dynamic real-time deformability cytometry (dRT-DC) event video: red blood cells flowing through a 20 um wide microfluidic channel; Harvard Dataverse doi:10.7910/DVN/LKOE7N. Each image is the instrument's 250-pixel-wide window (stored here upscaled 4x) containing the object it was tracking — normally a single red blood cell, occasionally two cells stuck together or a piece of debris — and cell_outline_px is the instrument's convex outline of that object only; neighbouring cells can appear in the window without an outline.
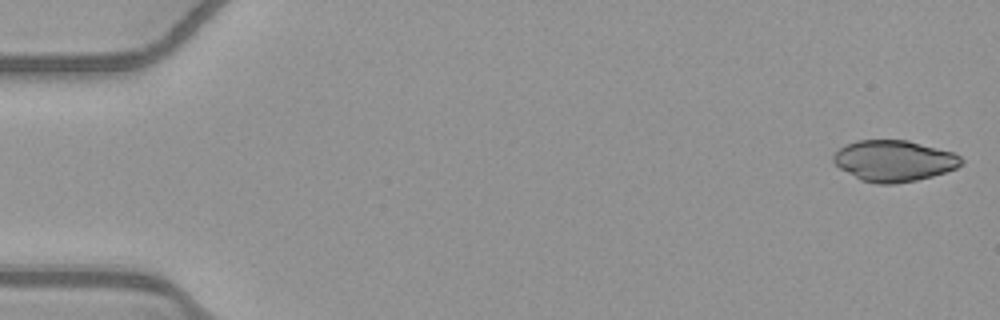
{"species": "common noctule bat (a hibernating species)", "species_latin": "Nyctalus noctula", "temperature_condition": "warm", "stored_images_in_passage": 52, "camera_frame_rate_fps": 3000, "um_per_image_px": 0.085, "animal": {"sex": "female", "body_mass_g": 21.9}, "frame": {"image": 1, "passage_image": 1, "time_ms": 0.0, "image_size_px": [1000, 320], "cell_outline_px": [[964, 164], [956, 168], [932, 176], [916, 180], [896, 184], [876, 184], [860, 180], [840, 168], [832, 160], [832, 156], [844, 144], [856, 140], [908, 140], [952, 152], [960, 156], [964, 160]], "centroid_in_image_um": [75.98, 13.67], "position_along_channel_um": 9.0, "area_um2": 30.75}}